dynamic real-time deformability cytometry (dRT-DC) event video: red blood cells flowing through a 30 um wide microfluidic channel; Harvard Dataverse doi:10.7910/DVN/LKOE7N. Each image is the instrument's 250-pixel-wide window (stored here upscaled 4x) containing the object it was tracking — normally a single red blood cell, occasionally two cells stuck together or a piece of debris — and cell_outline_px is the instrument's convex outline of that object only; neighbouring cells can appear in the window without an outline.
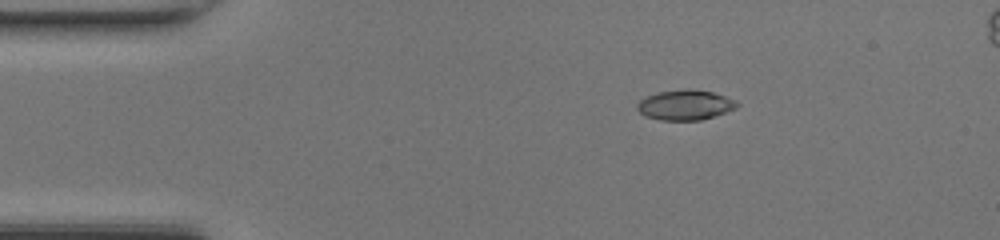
{"species": "common noctule bat (a hibernating species)", "species_latin": "Nyctalus noctula", "temperature_condition": "room temperature", "stored_images_in_passage": 41, "segment_of_instrument_passage": [1, 2], "camera_frame_rate_fps": 3000, "um_per_image_px": 0.085, "animal": {"sex": "female", "body_mass_g": 17.0, "forearm_length_mm": 48.0}, "frame": {"image": 1, "passage_image": 1, "time_ms": 0.0, "image_size_px": [1000, 240], "cell_outline_px": [[740, 104], [736, 108], [700, 120], [660, 120], [644, 116], [636, 108], [636, 104], [640, 100], [648, 96], [660, 92], [712, 92], [736, 100]], "centroid_in_image_um": [58.22, 8.98], "position_along_channel_um": 26.8, "area_um2": 16.59}}
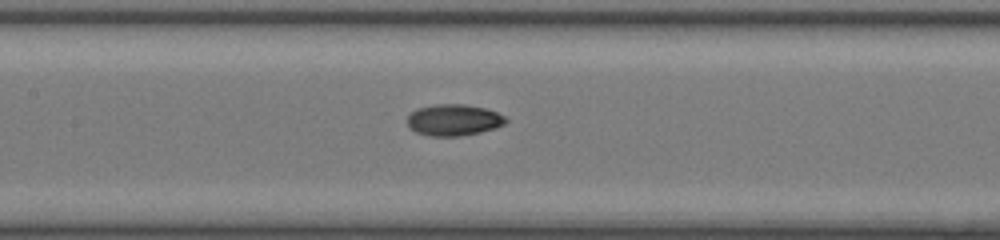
{"frame": {"image": 2, "passage_image": 15, "time_ms": 4.667, "image_size_px": [1000, 240], "cell_outline_px": [[508, 120], [504, 124], [496, 128], [480, 132], [460, 136], [432, 136], [416, 132], [408, 124], [408, 116], [416, 108], [436, 104], [464, 104], [484, 108], [496, 112], [504, 116]], "centroid_in_image_um": [38.58, 10.19], "position_along_channel_um": 168.8, "area_um2": 17.92}}
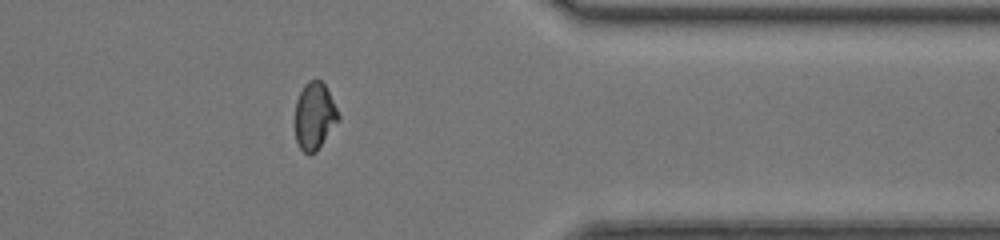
{"frame": {"image": 3, "passage_image": 31, "time_ms": 10.0, "image_size_px": [1000, 240], "cell_outline_px": [[340, 116], [316, 152], [308, 156], [300, 148], [296, 140], [296, 100], [304, 84], [308, 80], [320, 80], [324, 84]], "centroid_in_image_um": [26.7, 9.87], "position_along_channel_um": 384.7, "area_um2": 16.53}}